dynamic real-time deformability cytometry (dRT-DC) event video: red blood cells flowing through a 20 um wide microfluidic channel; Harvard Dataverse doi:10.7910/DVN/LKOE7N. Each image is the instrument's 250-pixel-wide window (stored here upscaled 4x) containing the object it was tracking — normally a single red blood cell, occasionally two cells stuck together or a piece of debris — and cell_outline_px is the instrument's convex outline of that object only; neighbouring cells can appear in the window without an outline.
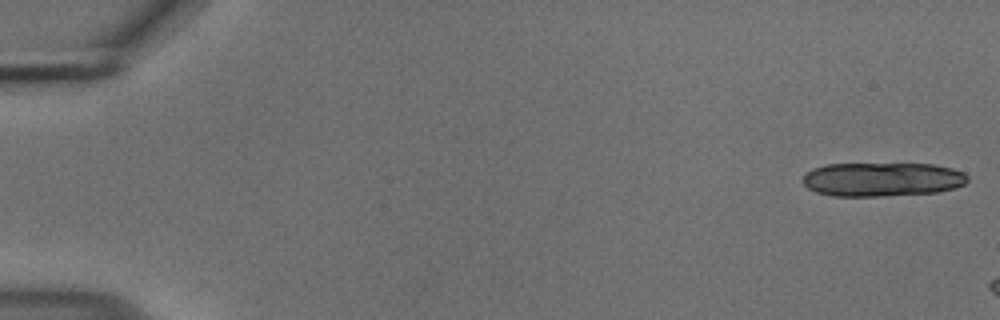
{"species": "common noctule bat (a hibernating species)", "species_latin": "Nyctalus noctula", "temperature_condition": "cold", "stored_images_in_passage": 8, "camera_frame_rate_fps": 3000, "um_per_image_px": 0.085, "animal": {"sex": "male", "body_mass_g": 18.8}, "frame": {"image": 1, "passage_image": 1, "time_ms": 0.0, "image_size_px": [1000, 320], "cell_outline_px": [[968, 180], [964, 184], [956, 188], [936, 192], [880, 196], [832, 196], [816, 192], [808, 188], [804, 184], [804, 172], [812, 168], [828, 164], [932, 164], [952, 168], [964, 172], [968, 176]], "centroid_in_image_um": [74.99, 15.24], "position_along_channel_um": 10.0, "area_um2": 32.71}}